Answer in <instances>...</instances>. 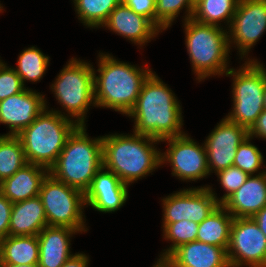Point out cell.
I'll use <instances>...</instances> for the list:
<instances>
[{"label":"cell","mask_w":266,"mask_h":267,"mask_svg":"<svg viewBox=\"0 0 266 267\" xmlns=\"http://www.w3.org/2000/svg\"><path fill=\"white\" fill-rule=\"evenodd\" d=\"M180 104L168 84L155 71L152 72L145 80L135 106L127 115L134 121L132 132L160 141L185 134Z\"/></svg>","instance_id":"obj_1"},{"label":"cell","mask_w":266,"mask_h":267,"mask_svg":"<svg viewBox=\"0 0 266 267\" xmlns=\"http://www.w3.org/2000/svg\"><path fill=\"white\" fill-rule=\"evenodd\" d=\"M98 69L94 74V97L96 107L108 108L128 115L136 104L142 86L153 72L149 65H131L116 59L112 53L99 52Z\"/></svg>","instance_id":"obj_2"},{"label":"cell","mask_w":266,"mask_h":267,"mask_svg":"<svg viewBox=\"0 0 266 267\" xmlns=\"http://www.w3.org/2000/svg\"><path fill=\"white\" fill-rule=\"evenodd\" d=\"M132 133L102 136V166L128 186L162 167L160 140Z\"/></svg>","instance_id":"obj_3"},{"label":"cell","mask_w":266,"mask_h":267,"mask_svg":"<svg viewBox=\"0 0 266 267\" xmlns=\"http://www.w3.org/2000/svg\"><path fill=\"white\" fill-rule=\"evenodd\" d=\"M185 45L193 74L198 82L224 76L230 69V46L225 28L190 18L183 22Z\"/></svg>","instance_id":"obj_4"},{"label":"cell","mask_w":266,"mask_h":267,"mask_svg":"<svg viewBox=\"0 0 266 267\" xmlns=\"http://www.w3.org/2000/svg\"><path fill=\"white\" fill-rule=\"evenodd\" d=\"M101 167L102 136L91 138L86 125H79L68 137L49 174L85 193Z\"/></svg>","instance_id":"obj_5"},{"label":"cell","mask_w":266,"mask_h":267,"mask_svg":"<svg viewBox=\"0 0 266 267\" xmlns=\"http://www.w3.org/2000/svg\"><path fill=\"white\" fill-rule=\"evenodd\" d=\"M46 109L22 130L17 137L24 148L27 163L37 164L48 170L56 163L68 137L79 126L75 121Z\"/></svg>","instance_id":"obj_6"},{"label":"cell","mask_w":266,"mask_h":267,"mask_svg":"<svg viewBox=\"0 0 266 267\" xmlns=\"http://www.w3.org/2000/svg\"><path fill=\"white\" fill-rule=\"evenodd\" d=\"M89 62L76 57L70 58L50 85L53 97L62 110H49L70 118L78 125H86L87 112L91 106L96 107L93 65Z\"/></svg>","instance_id":"obj_7"},{"label":"cell","mask_w":266,"mask_h":267,"mask_svg":"<svg viewBox=\"0 0 266 267\" xmlns=\"http://www.w3.org/2000/svg\"><path fill=\"white\" fill-rule=\"evenodd\" d=\"M243 62L237 69L230 67L224 75L232 77L233 102L225 117L249 130L264 110L266 67L261 61Z\"/></svg>","instance_id":"obj_8"},{"label":"cell","mask_w":266,"mask_h":267,"mask_svg":"<svg viewBox=\"0 0 266 267\" xmlns=\"http://www.w3.org/2000/svg\"><path fill=\"white\" fill-rule=\"evenodd\" d=\"M39 197L48 226L68 227L81 234L89 230L84 214V192L68 186L48 173L42 181Z\"/></svg>","instance_id":"obj_9"},{"label":"cell","mask_w":266,"mask_h":267,"mask_svg":"<svg viewBox=\"0 0 266 267\" xmlns=\"http://www.w3.org/2000/svg\"><path fill=\"white\" fill-rule=\"evenodd\" d=\"M160 142L169 145L164 152L161 151V166L168 164L172 176L183 182H197L210 176L204 143L199 145L187 132Z\"/></svg>","instance_id":"obj_10"},{"label":"cell","mask_w":266,"mask_h":267,"mask_svg":"<svg viewBox=\"0 0 266 267\" xmlns=\"http://www.w3.org/2000/svg\"><path fill=\"white\" fill-rule=\"evenodd\" d=\"M213 186L202 185L175 191L161 199L162 223H174L190 220L200 224L220 203Z\"/></svg>","instance_id":"obj_11"},{"label":"cell","mask_w":266,"mask_h":267,"mask_svg":"<svg viewBox=\"0 0 266 267\" xmlns=\"http://www.w3.org/2000/svg\"><path fill=\"white\" fill-rule=\"evenodd\" d=\"M265 31L266 0H239L228 29V39L230 50L237 48L240 61H258L248 55Z\"/></svg>","instance_id":"obj_12"},{"label":"cell","mask_w":266,"mask_h":267,"mask_svg":"<svg viewBox=\"0 0 266 267\" xmlns=\"http://www.w3.org/2000/svg\"><path fill=\"white\" fill-rule=\"evenodd\" d=\"M227 256L230 267H266V236L252 217L233 218Z\"/></svg>","instance_id":"obj_13"},{"label":"cell","mask_w":266,"mask_h":267,"mask_svg":"<svg viewBox=\"0 0 266 267\" xmlns=\"http://www.w3.org/2000/svg\"><path fill=\"white\" fill-rule=\"evenodd\" d=\"M249 137V130L222 118L204 140L210 175L233 166L237 148Z\"/></svg>","instance_id":"obj_14"},{"label":"cell","mask_w":266,"mask_h":267,"mask_svg":"<svg viewBox=\"0 0 266 267\" xmlns=\"http://www.w3.org/2000/svg\"><path fill=\"white\" fill-rule=\"evenodd\" d=\"M45 95L26 88L0 101V124L9 128V132L2 135L17 136L29 126L36 117L46 109Z\"/></svg>","instance_id":"obj_15"},{"label":"cell","mask_w":266,"mask_h":267,"mask_svg":"<svg viewBox=\"0 0 266 267\" xmlns=\"http://www.w3.org/2000/svg\"><path fill=\"white\" fill-rule=\"evenodd\" d=\"M128 188L115 173L102 166L84 193L86 207L100 213H114L125 205Z\"/></svg>","instance_id":"obj_16"},{"label":"cell","mask_w":266,"mask_h":267,"mask_svg":"<svg viewBox=\"0 0 266 267\" xmlns=\"http://www.w3.org/2000/svg\"><path fill=\"white\" fill-rule=\"evenodd\" d=\"M101 28L122 36L140 49L162 33L150 19L135 13L122 1L112 10Z\"/></svg>","instance_id":"obj_17"},{"label":"cell","mask_w":266,"mask_h":267,"mask_svg":"<svg viewBox=\"0 0 266 267\" xmlns=\"http://www.w3.org/2000/svg\"><path fill=\"white\" fill-rule=\"evenodd\" d=\"M164 261L170 267H230L225 248L197 240L176 248Z\"/></svg>","instance_id":"obj_18"},{"label":"cell","mask_w":266,"mask_h":267,"mask_svg":"<svg viewBox=\"0 0 266 267\" xmlns=\"http://www.w3.org/2000/svg\"><path fill=\"white\" fill-rule=\"evenodd\" d=\"M222 205L234 218L253 217L266 206V172L249 175Z\"/></svg>","instance_id":"obj_19"},{"label":"cell","mask_w":266,"mask_h":267,"mask_svg":"<svg viewBox=\"0 0 266 267\" xmlns=\"http://www.w3.org/2000/svg\"><path fill=\"white\" fill-rule=\"evenodd\" d=\"M79 234L68 227L46 226L38 236V267H61L73 254L71 239Z\"/></svg>","instance_id":"obj_20"},{"label":"cell","mask_w":266,"mask_h":267,"mask_svg":"<svg viewBox=\"0 0 266 267\" xmlns=\"http://www.w3.org/2000/svg\"><path fill=\"white\" fill-rule=\"evenodd\" d=\"M48 173L49 170L43 166L27 163L0 183V192L12 203L37 197Z\"/></svg>","instance_id":"obj_21"},{"label":"cell","mask_w":266,"mask_h":267,"mask_svg":"<svg viewBox=\"0 0 266 267\" xmlns=\"http://www.w3.org/2000/svg\"><path fill=\"white\" fill-rule=\"evenodd\" d=\"M47 226L39 196L12 204L9 236L38 235Z\"/></svg>","instance_id":"obj_22"},{"label":"cell","mask_w":266,"mask_h":267,"mask_svg":"<svg viewBox=\"0 0 266 267\" xmlns=\"http://www.w3.org/2000/svg\"><path fill=\"white\" fill-rule=\"evenodd\" d=\"M1 264H38L39 241L37 235L7 236L0 240Z\"/></svg>","instance_id":"obj_23"},{"label":"cell","mask_w":266,"mask_h":267,"mask_svg":"<svg viewBox=\"0 0 266 267\" xmlns=\"http://www.w3.org/2000/svg\"><path fill=\"white\" fill-rule=\"evenodd\" d=\"M233 216L220 204L198 226L197 241L228 249Z\"/></svg>","instance_id":"obj_24"},{"label":"cell","mask_w":266,"mask_h":267,"mask_svg":"<svg viewBox=\"0 0 266 267\" xmlns=\"http://www.w3.org/2000/svg\"><path fill=\"white\" fill-rule=\"evenodd\" d=\"M238 3L239 0H201L195 5L192 18L197 22L228 30Z\"/></svg>","instance_id":"obj_25"},{"label":"cell","mask_w":266,"mask_h":267,"mask_svg":"<svg viewBox=\"0 0 266 267\" xmlns=\"http://www.w3.org/2000/svg\"><path fill=\"white\" fill-rule=\"evenodd\" d=\"M17 59L16 67L13 68L26 87V82L37 83L43 79L51 58L38 47L30 46L23 49Z\"/></svg>","instance_id":"obj_26"},{"label":"cell","mask_w":266,"mask_h":267,"mask_svg":"<svg viewBox=\"0 0 266 267\" xmlns=\"http://www.w3.org/2000/svg\"><path fill=\"white\" fill-rule=\"evenodd\" d=\"M80 23L86 28L99 29L107 21L112 10L122 0H72Z\"/></svg>","instance_id":"obj_27"},{"label":"cell","mask_w":266,"mask_h":267,"mask_svg":"<svg viewBox=\"0 0 266 267\" xmlns=\"http://www.w3.org/2000/svg\"><path fill=\"white\" fill-rule=\"evenodd\" d=\"M26 164L20 139L17 136L0 134V183Z\"/></svg>","instance_id":"obj_28"},{"label":"cell","mask_w":266,"mask_h":267,"mask_svg":"<svg viewBox=\"0 0 266 267\" xmlns=\"http://www.w3.org/2000/svg\"><path fill=\"white\" fill-rule=\"evenodd\" d=\"M163 239L171 245L163 249L157 260H165L176 248L183 244L197 240L199 224L190 220H181L174 223H162Z\"/></svg>","instance_id":"obj_29"},{"label":"cell","mask_w":266,"mask_h":267,"mask_svg":"<svg viewBox=\"0 0 266 267\" xmlns=\"http://www.w3.org/2000/svg\"><path fill=\"white\" fill-rule=\"evenodd\" d=\"M194 9L192 0H155V25L163 32L173 25L182 11L185 12L181 16L182 22L192 18Z\"/></svg>","instance_id":"obj_30"},{"label":"cell","mask_w":266,"mask_h":267,"mask_svg":"<svg viewBox=\"0 0 266 267\" xmlns=\"http://www.w3.org/2000/svg\"><path fill=\"white\" fill-rule=\"evenodd\" d=\"M252 137H248L237 148L233 166L240 168L248 175H259L266 172L264 164V156L257 146L251 141ZM264 165V166H263ZM262 167L263 170L261 169Z\"/></svg>","instance_id":"obj_31"},{"label":"cell","mask_w":266,"mask_h":267,"mask_svg":"<svg viewBox=\"0 0 266 267\" xmlns=\"http://www.w3.org/2000/svg\"><path fill=\"white\" fill-rule=\"evenodd\" d=\"M214 175L217 176V181L225 190L222 197L220 196V198H216L220 204H222L233 192L238 190L249 177L247 173L243 172L236 166H230L226 169L220 170Z\"/></svg>","instance_id":"obj_32"},{"label":"cell","mask_w":266,"mask_h":267,"mask_svg":"<svg viewBox=\"0 0 266 267\" xmlns=\"http://www.w3.org/2000/svg\"><path fill=\"white\" fill-rule=\"evenodd\" d=\"M25 87L13 66L4 63L0 66V101L24 91Z\"/></svg>","instance_id":"obj_33"},{"label":"cell","mask_w":266,"mask_h":267,"mask_svg":"<svg viewBox=\"0 0 266 267\" xmlns=\"http://www.w3.org/2000/svg\"><path fill=\"white\" fill-rule=\"evenodd\" d=\"M135 13L145 16L155 24V0H122Z\"/></svg>","instance_id":"obj_34"},{"label":"cell","mask_w":266,"mask_h":267,"mask_svg":"<svg viewBox=\"0 0 266 267\" xmlns=\"http://www.w3.org/2000/svg\"><path fill=\"white\" fill-rule=\"evenodd\" d=\"M12 202L0 192V240L8 236Z\"/></svg>","instance_id":"obj_35"},{"label":"cell","mask_w":266,"mask_h":267,"mask_svg":"<svg viewBox=\"0 0 266 267\" xmlns=\"http://www.w3.org/2000/svg\"><path fill=\"white\" fill-rule=\"evenodd\" d=\"M249 136L266 140V109L262 111L256 122L249 129Z\"/></svg>","instance_id":"obj_36"},{"label":"cell","mask_w":266,"mask_h":267,"mask_svg":"<svg viewBox=\"0 0 266 267\" xmlns=\"http://www.w3.org/2000/svg\"><path fill=\"white\" fill-rule=\"evenodd\" d=\"M89 260V255L83 252H76L61 267H89Z\"/></svg>","instance_id":"obj_37"},{"label":"cell","mask_w":266,"mask_h":267,"mask_svg":"<svg viewBox=\"0 0 266 267\" xmlns=\"http://www.w3.org/2000/svg\"><path fill=\"white\" fill-rule=\"evenodd\" d=\"M266 236V206L252 217Z\"/></svg>","instance_id":"obj_38"},{"label":"cell","mask_w":266,"mask_h":267,"mask_svg":"<svg viewBox=\"0 0 266 267\" xmlns=\"http://www.w3.org/2000/svg\"><path fill=\"white\" fill-rule=\"evenodd\" d=\"M1 267H38V264H29V265L1 264Z\"/></svg>","instance_id":"obj_39"},{"label":"cell","mask_w":266,"mask_h":267,"mask_svg":"<svg viewBox=\"0 0 266 267\" xmlns=\"http://www.w3.org/2000/svg\"><path fill=\"white\" fill-rule=\"evenodd\" d=\"M152 267H170L164 260H157Z\"/></svg>","instance_id":"obj_40"},{"label":"cell","mask_w":266,"mask_h":267,"mask_svg":"<svg viewBox=\"0 0 266 267\" xmlns=\"http://www.w3.org/2000/svg\"><path fill=\"white\" fill-rule=\"evenodd\" d=\"M263 98H264V109H266V85H265V89H264Z\"/></svg>","instance_id":"obj_41"},{"label":"cell","mask_w":266,"mask_h":267,"mask_svg":"<svg viewBox=\"0 0 266 267\" xmlns=\"http://www.w3.org/2000/svg\"><path fill=\"white\" fill-rule=\"evenodd\" d=\"M3 10L5 11L4 6L0 3V13H3Z\"/></svg>","instance_id":"obj_42"},{"label":"cell","mask_w":266,"mask_h":267,"mask_svg":"<svg viewBox=\"0 0 266 267\" xmlns=\"http://www.w3.org/2000/svg\"><path fill=\"white\" fill-rule=\"evenodd\" d=\"M192 1H193L194 6H195L201 0H192Z\"/></svg>","instance_id":"obj_43"},{"label":"cell","mask_w":266,"mask_h":267,"mask_svg":"<svg viewBox=\"0 0 266 267\" xmlns=\"http://www.w3.org/2000/svg\"><path fill=\"white\" fill-rule=\"evenodd\" d=\"M4 63L3 60H1V57H0V66Z\"/></svg>","instance_id":"obj_44"}]
</instances>
